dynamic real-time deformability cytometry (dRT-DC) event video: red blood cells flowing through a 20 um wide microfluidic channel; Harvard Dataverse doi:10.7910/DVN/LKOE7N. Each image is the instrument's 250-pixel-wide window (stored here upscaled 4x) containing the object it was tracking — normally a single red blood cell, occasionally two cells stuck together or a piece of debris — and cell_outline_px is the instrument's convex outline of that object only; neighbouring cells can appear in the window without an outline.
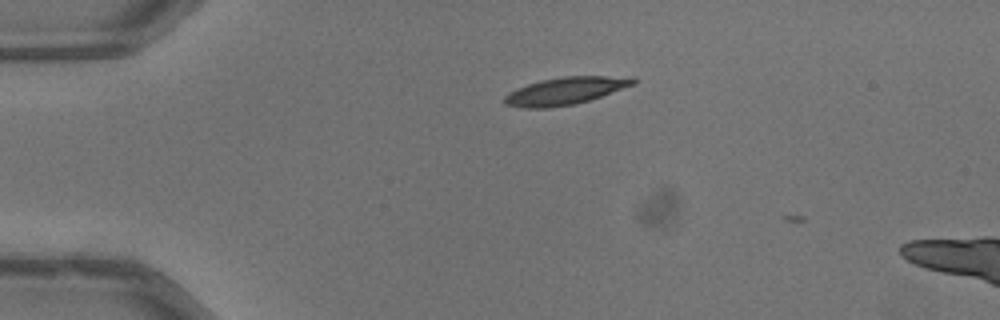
{"species": "common noctule bat (a hibernating species)", "species_latin": "Nyctalus noctula", "temperature_condition": "warm", "stored_images_in_passage": 5, "camera_frame_rate_fps": 3000, "um_per_image_px": 0.085, "animal": {"sex": "male", "body_mass_g": 13.3}, "frame": {"image": 1, "passage_image": 4, "time_ms": 1.0, "image_size_px": [1000, 320], "cell_outline_px": [[636, 84], [576, 104], [548, 108], [520, 108], [504, 104], [504, 96], [508, 92], [516, 88], [540, 80], [564, 76], [636, 76]], "centroid_in_image_um": [48.05, 7.72], "position_along_channel_um": 36.9, "area_um2": 20.75}}